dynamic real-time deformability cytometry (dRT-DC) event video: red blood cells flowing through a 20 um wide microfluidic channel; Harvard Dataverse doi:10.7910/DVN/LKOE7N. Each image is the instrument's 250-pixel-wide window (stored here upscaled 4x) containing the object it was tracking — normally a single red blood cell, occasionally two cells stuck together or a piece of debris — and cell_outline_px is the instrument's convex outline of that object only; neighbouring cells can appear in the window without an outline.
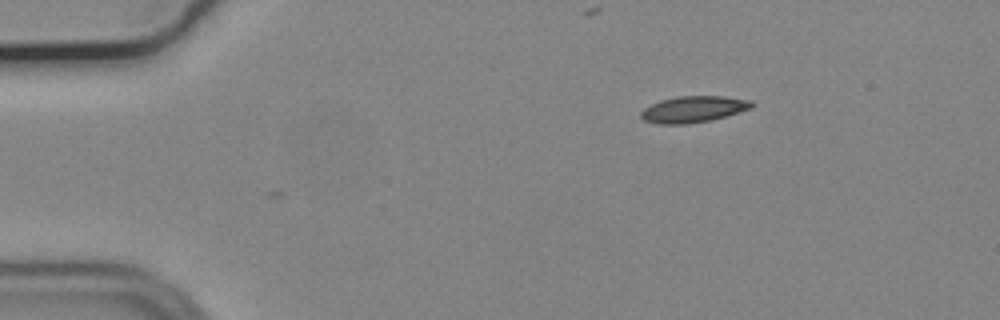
{"species": "common noctule bat (a hibernating species)", "species_latin": "Nyctalus noctula", "temperature_condition": "cold", "stored_images_in_passage": 3, "camera_frame_rate_fps": 3000, "um_per_image_px": 0.085, "animal": {"sex": "male", "body_mass_g": 19.2, "forearm_length_mm": 51.8}, "frame": {"image": 1, "passage_image": 3, "time_ms": 0.667, "image_size_px": [1000, 320], "cell_outline_px": [[756, 104], [752, 108], [712, 120], [688, 124], [660, 124], [644, 120], [640, 116], [640, 112], [644, 108], [660, 100], [676, 96], [724, 96], [752, 100]], "centroid_in_image_um": [58.96, 9.28], "position_along_channel_um": 26.0, "area_um2": 17.17}}